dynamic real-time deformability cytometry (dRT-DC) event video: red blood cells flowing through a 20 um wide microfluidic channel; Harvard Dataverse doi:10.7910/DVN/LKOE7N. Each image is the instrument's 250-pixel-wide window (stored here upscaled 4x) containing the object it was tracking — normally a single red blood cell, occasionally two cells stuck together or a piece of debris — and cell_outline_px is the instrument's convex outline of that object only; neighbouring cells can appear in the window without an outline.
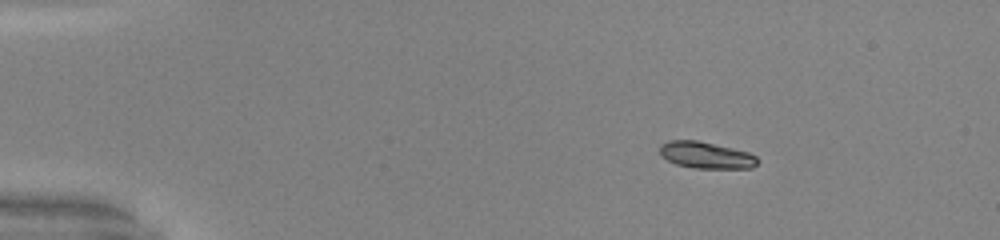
{"species": "common noctule bat (a hibernating species)", "species_latin": "Nyctalus noctula", "temperature_condition": "warm", "stored_images_in_passage": 44, "camera_frame_rate_fps": 3000, "um_per_image_px": 0.085, "animal": {"sex": "male", "body_mass_g": 20.0, "forearm_length_mm": 53.3}, "frame": {"image": 1, "passage_image": 1, "time_ms": 0.0, "image_size_px": [1000, 240], "cell_outline_px": [[760, 160], [752, 168], [692, 168], [676, 164], [668, 160], [660, 152], [660, 144], [668, 140], [696, 140], [732, 148], [748, 152], [756, 156]], "centroid_in_image_um": [60.02, 13.19], "position_along_channel_um": 25.0, "area_um2": 15.09}}
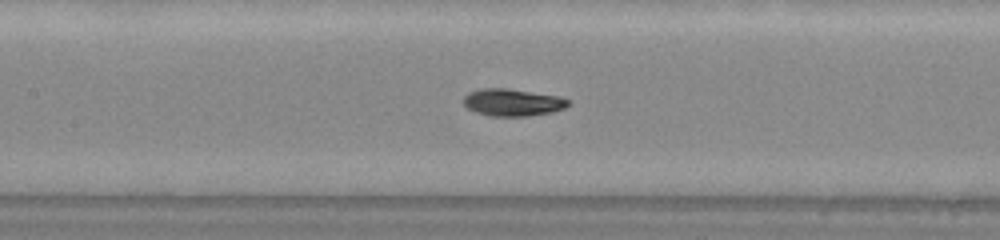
{"frame": {"image": 2, "passage_image": 18, "time_ms": 5.667, "image_size_px": [1000, 240], "cell_outline_px": [[568, 104], [564, 108], [552, 112], [528, 116], [492, 116], [476, 112], [468, 108], [464, 104], [464, 96], [468, 92], [480, 88], [508, 88], [560, 96], [568, 100]], "centroid_in_image_um": [43.55, 8.69], "position_along_channel_um": 163.8, "area_um2": 16.59}}
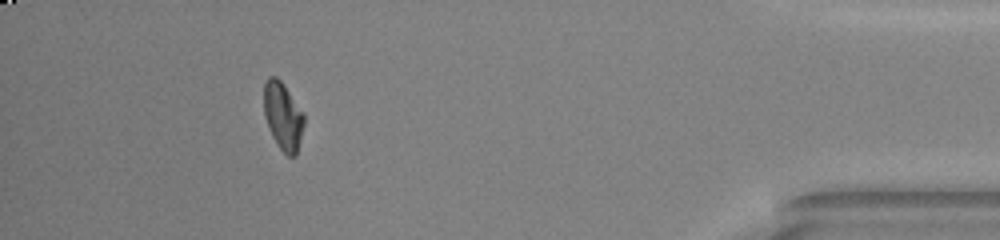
{"frame": {"image": 3, "passage_image": 40, "time_ms": 13.0, "image_size_px": [1000, 240], "cell_outline_px": [[304, 124], [296, 156], [288, 156], [280, 148], [272, 136], [268, 128], [264, 116], [264, 84], [268, 76], [276, 76], [280, 80], [304, 116]], "centroid_in_image_um": [24.02, 9.88], "position_along_channel_um": 411.2, "area_um2": 15.49}, "authors_computed_cell_mechanics": {"area_um2": 16.0973, "velocity_mm_per_s": 4.0824, "shape_relaxation_time_tau1_ms": 2.8562, "shape_relaxation_time_tau2_ms": 1.2503, "deformation_change_tau1": 0.1637, "deformation_change_tau2": 0.0353}}